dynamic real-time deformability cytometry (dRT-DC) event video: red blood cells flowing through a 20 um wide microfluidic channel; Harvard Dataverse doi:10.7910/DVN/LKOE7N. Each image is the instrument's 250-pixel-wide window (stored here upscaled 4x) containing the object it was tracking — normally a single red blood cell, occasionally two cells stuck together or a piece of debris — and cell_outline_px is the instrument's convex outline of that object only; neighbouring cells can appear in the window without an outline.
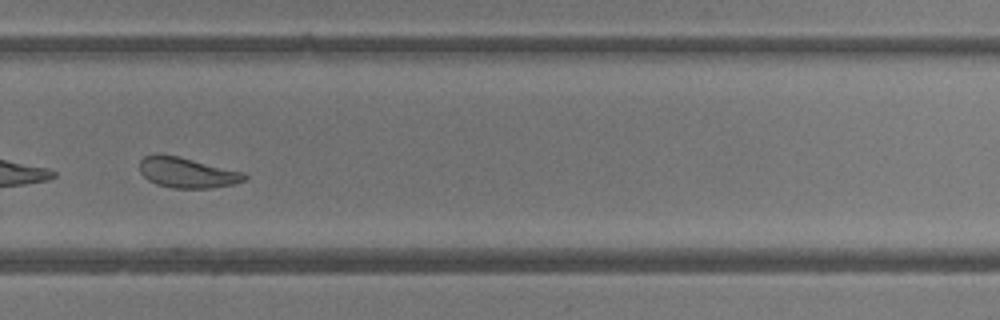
{"species": "common noctule bat (a hibernating species)", "species_latin": "Nyctalus noctula", "temperature_condition": "room temperature", "stored_images_in_passage": 35, "camera_frame_rate_fps": 3000, "um_per_image_px": 0.085, "animal": {"sex": "female"}, "frame": {"image": 1, "passage_image": 25, "time_ms": 8.0, "image_size_px": [1000, 320], "cell_outline_px": [[248, 176], [244, 180], [232, 184], [212, 188], [172, 188], [156, 184], [148, 180], [140, 172], [140, 160], [144, 156], [156, 152], [160, 152], [180, 156], [244, 172]], "centroid_in_image_um": [15.86, 14.64], "position_along_channel_um": 313.9, "area_um2": 18.9}, "authors_computed_cell_mechanics": {"area_um2": 19.363, "velocity_mm_per_s": 4.1305, "shape_relaxation_time_tau1_ms": 2.6271, "shape_relaxation_time_tau2_ms": 2.9999, "deformation_change_tau1": 0.112, "deformation_change_tau2": 0.1042}}